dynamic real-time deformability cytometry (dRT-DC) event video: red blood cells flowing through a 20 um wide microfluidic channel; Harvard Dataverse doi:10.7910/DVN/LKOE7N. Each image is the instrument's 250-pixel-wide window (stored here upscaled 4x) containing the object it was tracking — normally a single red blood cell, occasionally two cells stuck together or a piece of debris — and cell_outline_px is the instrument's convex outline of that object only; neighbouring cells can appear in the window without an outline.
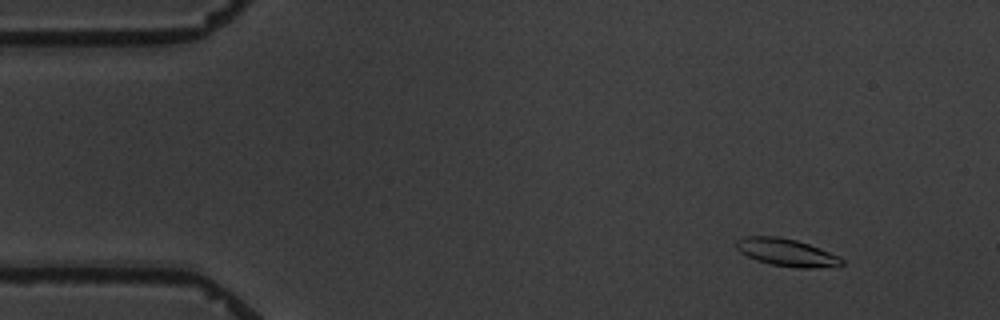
{"species": "common noctule bat (a hibernating species)", "species_latin": "Nyctalus noctula", "temperature_condition": "warm", "stored_images_in_passage": 4, "camera_frame_rate_fps": 3000, "um_per_image_px": 0.085, "animal": {"sex": "male", "body_mass_g": 19.5, "forearm_length_mm": 54.6}, "frame": {"image": 1, "passage_image": 2, "time_ms": 1.667, "image_size_px": [1000, 320], "cell_outline_px": [[844, 264], [812, 268], [796, 268], [772, 264], [756, 260], [740, 252], [736, 248], [736, 240], [744, 236], [780, 236], [796, 240], [808, 244], [840, 256], [844, 260]], "centroid_in_image_um": [66.83, 21.44], "position_along_channel_um": 18.2, "area_um2": 16.82}}